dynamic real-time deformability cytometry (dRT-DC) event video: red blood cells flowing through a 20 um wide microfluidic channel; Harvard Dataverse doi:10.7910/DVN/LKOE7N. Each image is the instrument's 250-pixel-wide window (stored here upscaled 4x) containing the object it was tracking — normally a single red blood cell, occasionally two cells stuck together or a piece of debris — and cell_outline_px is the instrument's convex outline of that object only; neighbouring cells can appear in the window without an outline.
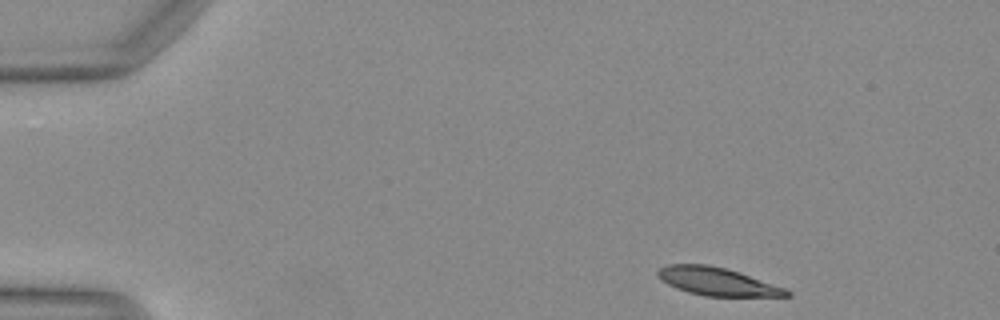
{"species": "Egyptian fruit bat (a non-hibernating species)", "species_latin": "Rousettus aegyptiacus", "temperature_condition": "warm", "stored_images_in_passage": 10, "camera_frame_rate_fps": 3000, "um_per_image_px": 0.085, "animal": {"sex": "female"}, "frame": {"image": 1, "passage_image": 1, "time_ms": 0.0, "image_size_px": [1000, 320], "cell_outline_px": [[792, 296], [704, 296], [688, 292], [676, 288], [660, 280], [656, 272], [660, 268], [668, 264], [708, 264], [728, 268], [740, 272], [784, 288], [792, 292]], "centroid_in_image_um": [60.94, 23.92], "position_along_channel_um": 24.1, "area_um2": 21.04}}
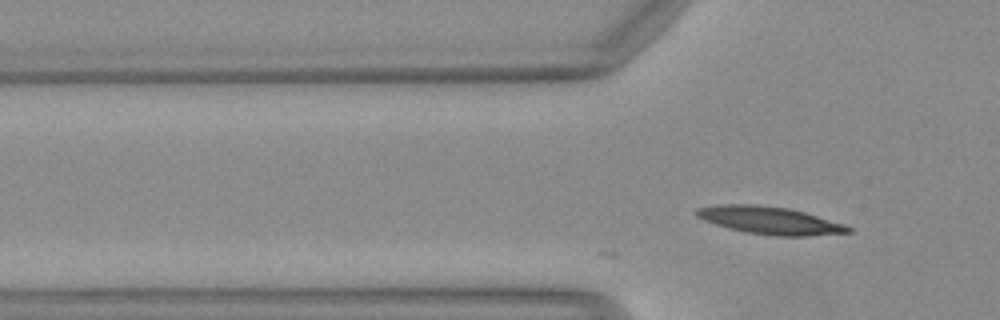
{"frame": {"image": 2, "passage_image": 10, "time_ms": 3.0, "image_size_px": [1000, 320], "cell_outline_px": [[852, 232], [808, 236], [776, 236], [744, 232], [728, 228], [704, 220], [696, 216], [692, 212], [696, 208], [716, 204], [756, 204], [788, 208], [804, 212], [844, 224], [852, 228]], "centroid_in_image_um": [65.38, 18.73], "position_along_channel_um": 60.4, "area_um2": 24.51}}